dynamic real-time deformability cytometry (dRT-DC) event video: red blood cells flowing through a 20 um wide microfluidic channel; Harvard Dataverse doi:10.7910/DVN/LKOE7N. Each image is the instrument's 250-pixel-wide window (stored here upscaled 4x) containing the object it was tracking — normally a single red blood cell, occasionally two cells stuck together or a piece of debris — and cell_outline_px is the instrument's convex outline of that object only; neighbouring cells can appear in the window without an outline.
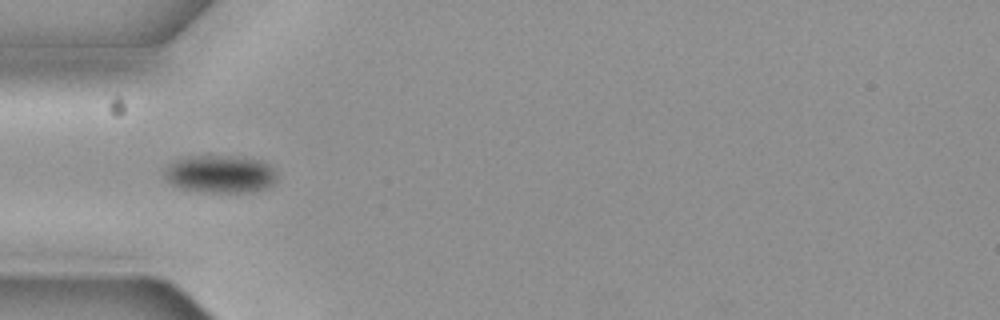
{"species": "common noctule bat (a hibernating species)", "species_latin": "Nyctalus noctula", "temperature_condition": "cold", "stored_images_in_passage": 7, "camera_frame_rate_fps": 3000, "um_per_image_px": 0.085, "animal": {"sex": "female", "body_mass_g": 19.3, "forearm_length_mm": 54.1}, "frame": {"image": 1, "passage_image": 1, "time_ms": 0.0, "image_size_px": [1000, 320], "cell_outline_px": [[276, 180], [268, 188], [252, 192], [212, 192], [180, 188], [164, 180], [164, 168], [172, 160], [192, 156], [228, 156], [260, 160], [268, 164], [276, 172]], "centroid_in_image_um": [18.69, 14.8], "position_along_channel_um": 66.3, "area_um2": 24.8}}
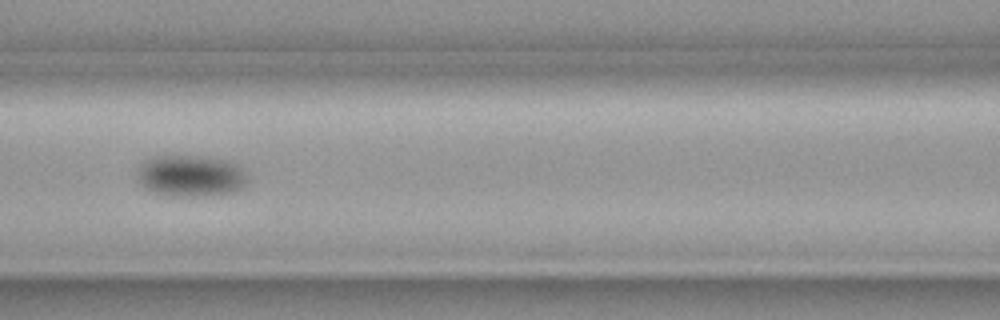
{"frame": {"image": 2, "passage_image": 3, "time_ms": 0.667, "image_size_px": [1000, 320], "cell_outline_px": [[244, 184], [240, 188], [228, 192], [196, 196], [172, 196], [156, 192], [144, 188], [136, 180], [136, 168], [144, 160], [152, 156], [196, 156], [224, 160], [236, 164], [240, 168], [244, 176]], "centroid_in_image_um": [16.06, 14.93], "position_along_channel_um": 150.5, "area_um2": 26.24}}
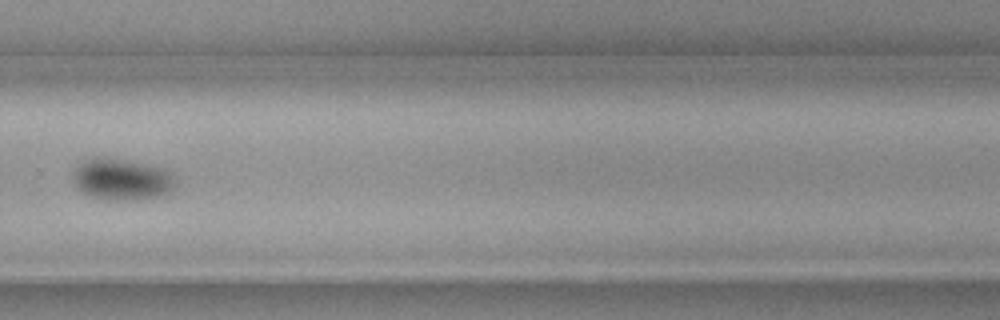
{"frame": {"image": 3, "passage_image": 7, "time_ms": 2.0, "image_size_px": [1000, 320], "cell_outline_px": [[176, 184], [164, 196], [136, 200], [104, 200], [88, 196], [76, 188], [72, 180], [72, 172], [84, 160], [92, 156], [100, 156], [132, 160], [164, 168], [172, 172]], "centroid_in_image_um": [10.33, 15.24], "position_along_channel_um": 319.5, "area_um2": 25.66}}